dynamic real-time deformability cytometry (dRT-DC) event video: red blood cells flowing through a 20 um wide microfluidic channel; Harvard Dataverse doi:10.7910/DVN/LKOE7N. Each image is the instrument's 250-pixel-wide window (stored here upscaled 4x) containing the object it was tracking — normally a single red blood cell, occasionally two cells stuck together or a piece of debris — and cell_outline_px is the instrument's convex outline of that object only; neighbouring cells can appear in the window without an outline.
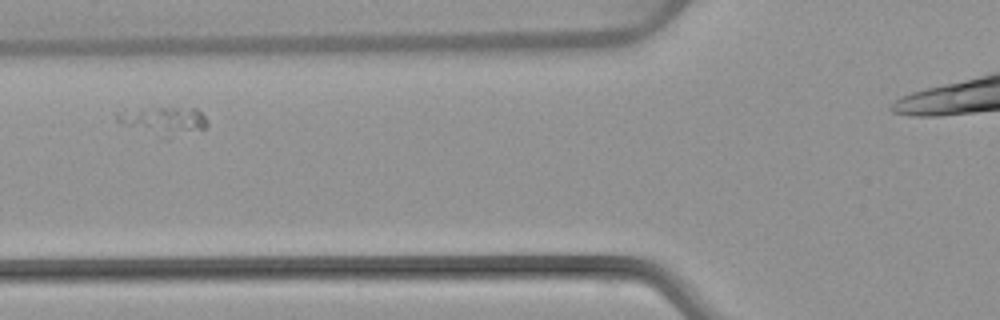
{"species": "common noctule bat (a hibernating species)", "species_latin": "Nyctalus noctula", "temperature_condition": "warm", "stored_images_in_passage": 6, "camera_frame_rate_fps": 3000, "um_per_image_px": 0.085, "animal": {"sex": "female", "body_mass_g": 22.7, "forearm_length_mm": 54.2}, "frame": {"image": 1, "passage_image": 4, "time_ms": 3.667, "image_size_px": [1000, 320], "cell_outline_px": [[208, 124], [204, 128], [176, 128], [124, 124], [116, 120], [116, 116], [124, 108], [196, 108], [208, 120]], "centroid_in_image_um": [13.89, 10.0], "position_along_channel_um": 111.9, "area_um2": 11.39}}
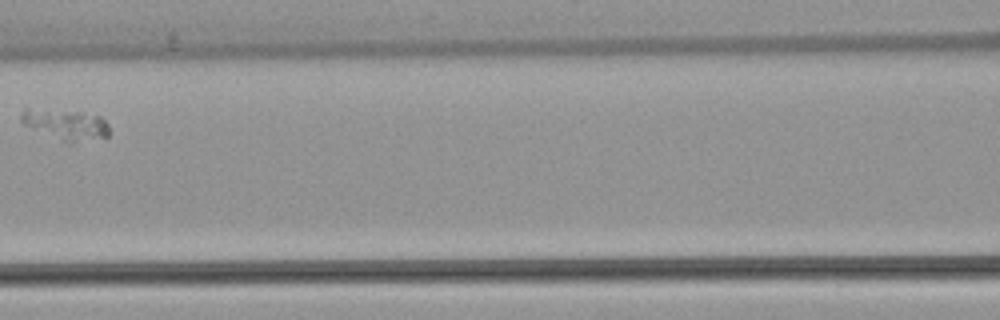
{"frame": {"image": 2, "passage_image": 5, "time_ms": 5.0, "image_size_px": [1000, 320], "cell_outline_px": [[108, 136], [72, 144], [64, 144], [24, 124], [20, 120], [20, 116], [24, 108], [28, 108], [84, 112], [100, 116], [108, 124]], "centroid_in_image_um": [5.58, 10.61], "position_along_channel_um": 161.0, "area_um2": 16.01}}
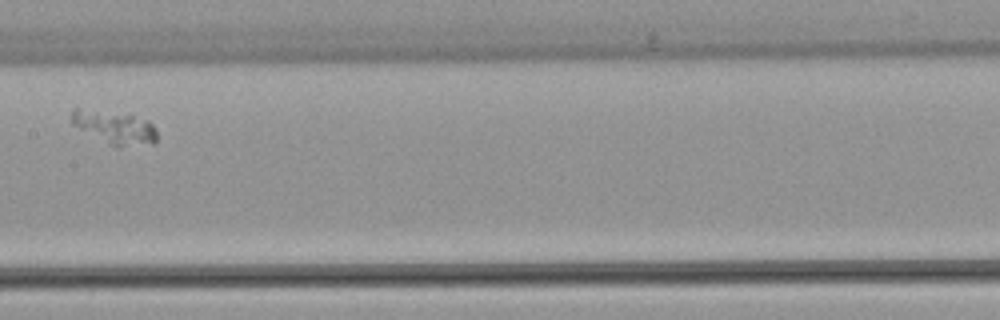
{"frame": {"image": 3, "passage_image": 6, "time_ms": 6.0, "image_size_px": [1000, 320], "cell_outline_px": [[156, 140], [152, 144], [116, 148], [108, 144], [72, 124], [72, 108], [76, 108], [132, 116], [148, 120], [156, 128]], "centroid_in_image_um": [9.78, 10.87], "position_along_channel_um": 197.6, "area_um2": 16.13}}